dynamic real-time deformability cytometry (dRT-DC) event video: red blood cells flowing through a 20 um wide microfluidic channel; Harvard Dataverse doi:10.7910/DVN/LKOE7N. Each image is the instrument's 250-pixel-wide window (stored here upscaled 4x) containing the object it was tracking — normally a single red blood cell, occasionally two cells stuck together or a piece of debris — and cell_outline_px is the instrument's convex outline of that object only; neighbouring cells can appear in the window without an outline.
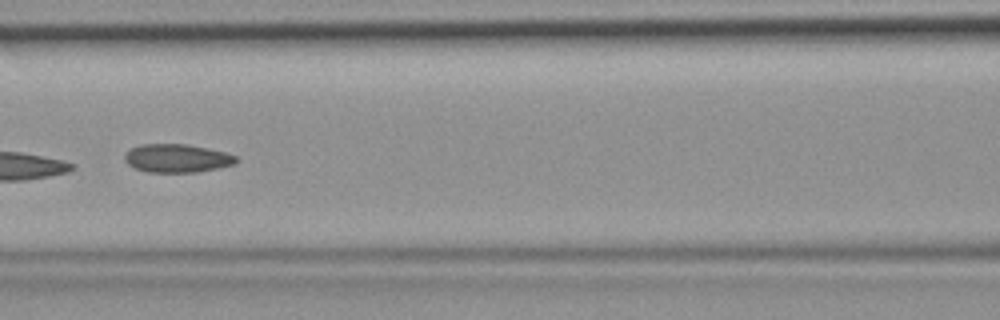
{"species": "common noctule bat (a hibernating species)", "species_latin": "Nyctalus noctula", "temperature_condition": "room temperature", "stored_images_in_passage": 7, "camera_frame_rate_fps": 3000, "um_per_image_px": 0.085, "animal": {"sex": "female", "body_mass_g": 19.9}, "frame": {"image": 1, "passage_image": 6, "time_ms": 1.667, "image_size_px": [1000, 320], "cell_outline_px": [[236, 164], [200, 172], [148, 172], [132, 168], [124, 160], [124, 156], [132, 148], [140, 144], [188, 144], [224, 152], [236, 156]], "centroid_in_image_um": [15.03, 13.46], "position_along_channel_um": 151.6, "area_um2": 18.44}}